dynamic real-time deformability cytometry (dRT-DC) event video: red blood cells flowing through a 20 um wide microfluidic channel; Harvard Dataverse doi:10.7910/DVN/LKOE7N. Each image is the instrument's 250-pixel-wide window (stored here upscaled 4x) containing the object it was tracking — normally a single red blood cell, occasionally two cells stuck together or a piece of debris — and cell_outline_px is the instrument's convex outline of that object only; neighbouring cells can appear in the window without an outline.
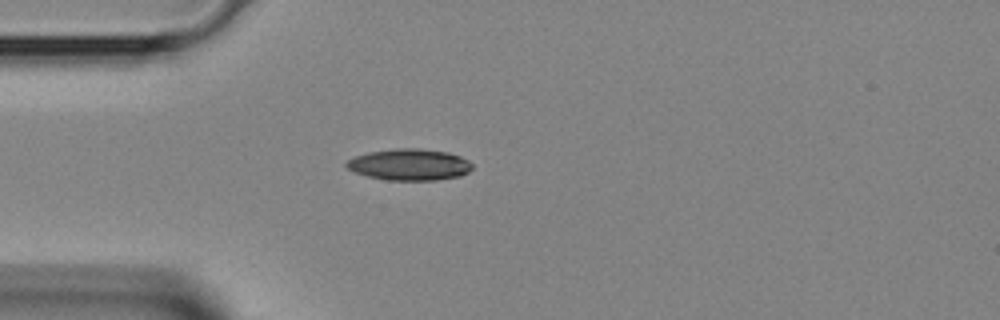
{"species": "Egyptian fruit bat (a non-hibernating species)", "species_latin": "Rousettus aegyptiacus", "temperature_condition": "room temperature", "stored_images_in_passage": 3, "segment_of_instrument_passage": [1, 2], "camera_frame_rate_fps": 3000, "um_per_image_px": 0.085, "animal": {"sex": "female"}, "frame": {"image": 1, "passage_image": 2, "time_ms": 0.333, "image_size_px": [1000, 320], "cell_outline_px": [[472, 168], [468, 172], [460, 176], [436, 180], [388, 180], [368, 176], [356, 172], [348, 168], [344, 164], [348, 160], [356, 156], [368, 152], [396, 148], [420, 148], [448, 152], [460, 156], [468, 160], [472, 164]], "centroid_in_image_um": [34.82, 13.98], "position_along_channel_um": 50.2, "area_um2": 23.0}}